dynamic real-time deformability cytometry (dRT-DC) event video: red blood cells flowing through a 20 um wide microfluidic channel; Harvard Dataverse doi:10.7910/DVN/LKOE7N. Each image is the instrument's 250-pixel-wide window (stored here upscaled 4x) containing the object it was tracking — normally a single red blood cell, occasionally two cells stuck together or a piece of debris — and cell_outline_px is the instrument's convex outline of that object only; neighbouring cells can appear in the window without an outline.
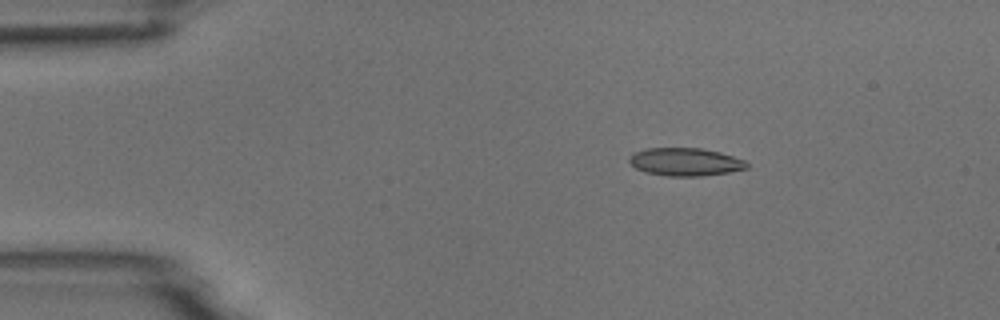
{"species": "common noctule bat (a hibernating species)", "species_latin": "Nyctalus noctula", "temperature_condition": "room temperature", "stored_images_in_passage": 46, "camera_frame_rate_fps": 3000, "um_per_image_px": 0.085, "animal": {"sex": "male", "body_mass_g": 18.8}, "frame": {"image": 1, "passage_image": 1, "time_ms": 0.0, "image_size_px": [1000, 320], "cell_outline_px": [[748, 168], [728, 172], [704, 176], [668, 176], [644, 172], [636, 168], [628, 160], [636, 152], [644, 148], [700, 148], [720, 152], [744, 160], [748, 164]], "centroid_in_image_um": [58.26, 13.76], "position_along_channel_um": 26.7, "area_um2": 19.02}}
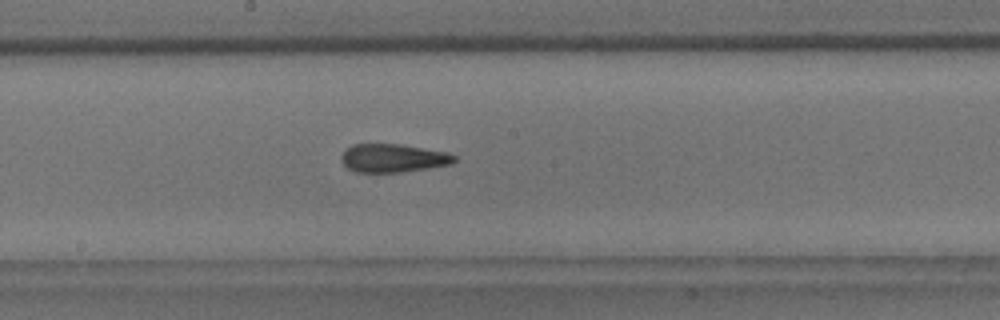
{"frame": {"image": 2, "passage_image": 21, "time_ms": 6.667, "image_size_px": [1000, 320], "cell_outline_px": [[456, 160], [452, 164], [428, 168], [400, 172], [356, 172], [348, 168], [340, 160], [340, 156], [352, 144], [400, 144], [448, 152], [456, 156]], "centroid_in_image_um": [33.42, 13.44], "position_along_channel_um": 214.8, "area_um2": 18.67}}
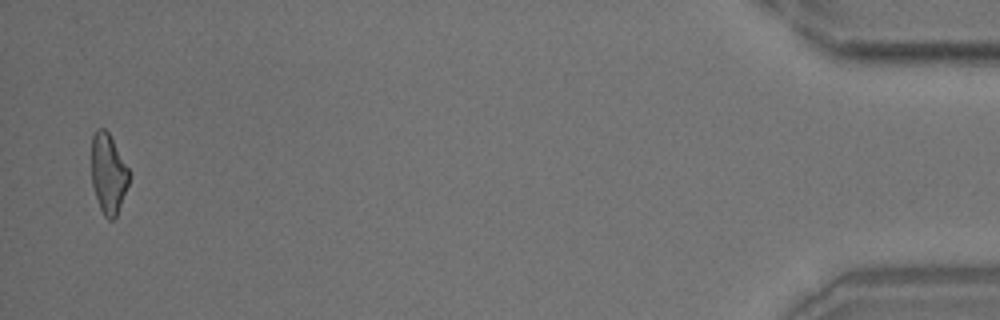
{"frame": {"image": 3, "passage_image": 45, "time_ms": 14.667, "image_size_px": [1000, 320], "cell_outline_px": [[128, 184], [116, 216], [112, 220], [108, 220], [104, 216], [100, 208], [92, 184], [92, 136], [96, 128], [104, 128], [108, 132], [128, 168]], "centroid_in_image_um": [9.18, 14.75], "position_along_channel_um": 426.0, "area_um2": 17.11}, "authors_computed_cell_mechanics": {"area_um2": 18.8139, "velocity_mm_per_s": 3.7257, "shape_relaxation_time_tau1_ms": null, "shape_relaxation_time_tau2_ms": 3.0992, "deformation_change_tau1": null, "deformation_change_tau2": 0.1337}}